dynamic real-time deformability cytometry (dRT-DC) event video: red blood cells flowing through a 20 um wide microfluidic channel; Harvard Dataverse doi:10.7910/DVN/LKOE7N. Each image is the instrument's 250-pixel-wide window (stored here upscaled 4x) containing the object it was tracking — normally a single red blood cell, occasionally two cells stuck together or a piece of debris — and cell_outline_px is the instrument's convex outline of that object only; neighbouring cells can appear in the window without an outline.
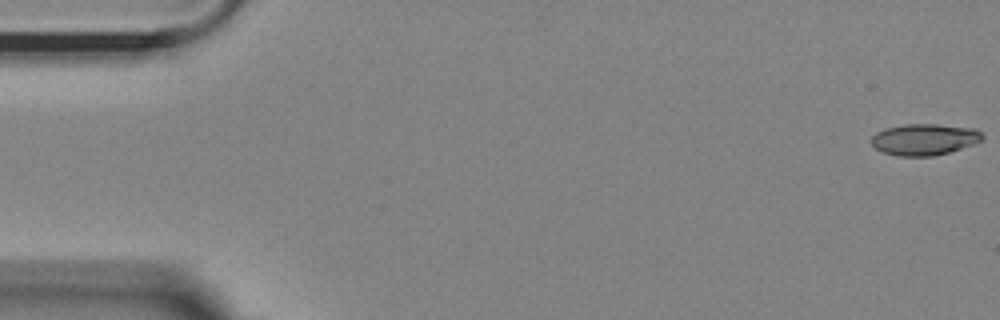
{"species": "Egyptian fruit bat (a non-hibernating species)", "species_latin": "Rousettus aegyptiacus", "temperature_condition": "room temperature", "stored_images_in_passage": 55, "camera_frame_rate_fps": 3000, "um_per_image_px": 0.085, "animal": {"sex": "female"}, "frame": {"image": 1, "passage_image": 1, "time_ms": 0.0, "image_size_px": [1000, 320], "cell_outline_px": [[984, 140], [948, 152], [932, 156], [900, 156], [884, 152], [876, 148], [872, 144], [872, 136], [876, 132], [884, 128], [904, 124], [936, 124], [976, 128], [984, 136]], "centroid_in_image_um": [78.58, 11.83], "position_along_channel_um": 6.4, "area_um2": 20.23}}
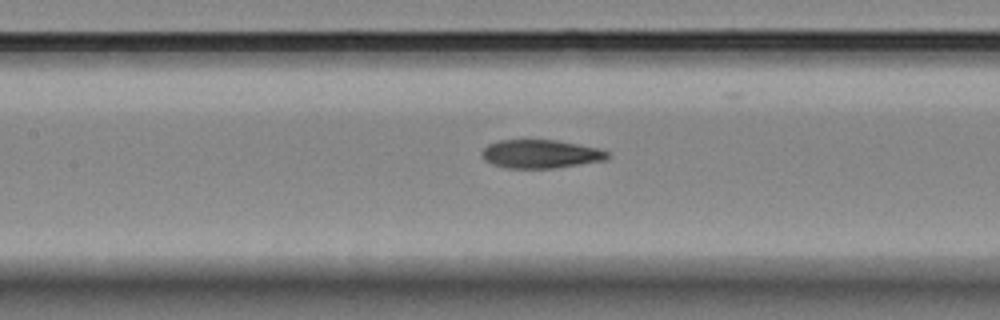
{"frame": {"image": 2, "passage_image": 25, "time_ms": 8.0, "image_size_px": [1000, 320], "cell_outline_px": [[608, 160], [556, 168], [504, 168], [492, 164], [484, 160], [480, 156], [480, 152], [488, 144], [500, 140], [556, 140], [596, 148], [608, 152]], "centroid_in_image_um": [45.9, 13.1], "position_along_channel_um": 161.5, "area_um2": 20.92}}
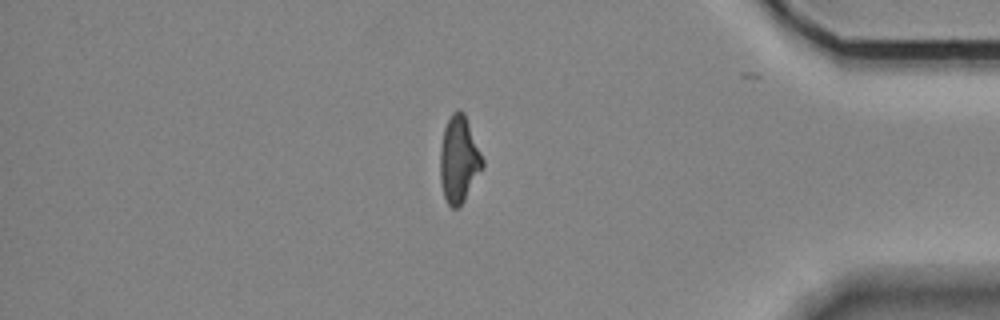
{"frame": {"image": 3, "passage_image": 47, "time_ms": 15.333, "image_size_px": [1000, 320], "cell_outline_px": [[484, 168], [464, 200], [456, 208], [452, 208], [448, 204], [444, 196], [440, 180], [440, 148], [444, 128], [452, 112], [460, 108], [464, 112], [484, 160]], "centroid_in_image_um": [39.01, 13.54], "position_along_channel_um": 396.2, "area_um2": 21.44}}